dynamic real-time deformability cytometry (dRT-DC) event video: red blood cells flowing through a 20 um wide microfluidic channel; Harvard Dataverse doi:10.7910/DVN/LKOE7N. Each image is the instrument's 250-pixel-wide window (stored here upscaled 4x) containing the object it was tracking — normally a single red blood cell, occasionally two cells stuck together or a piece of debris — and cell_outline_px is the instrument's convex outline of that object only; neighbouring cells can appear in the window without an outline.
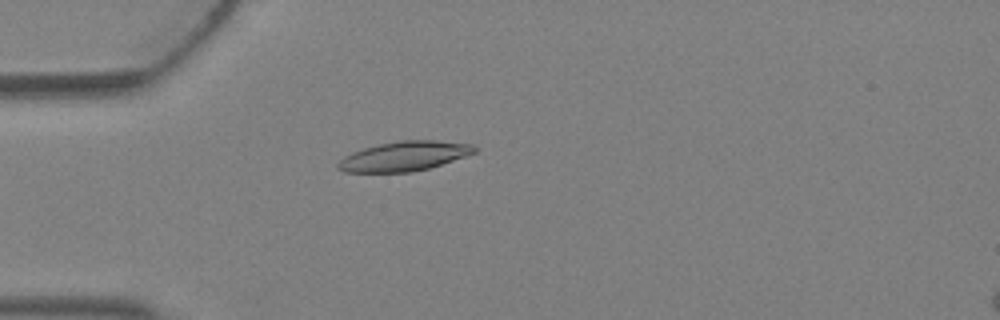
{"species": "Egyptian fruit bat (a non-hibernating species)", "species_latin": "Rousettus aegyptiacus", "temperature_condition": "warm", "stored_images_in_passage": 1, "camera_frame_rate_fps": 3000, "um_per_image_px": 0.085, "animal": {"sex": "female"}, "frame": {"image": 1, "passage_image": 1, "time_ms": 0.0, "image_size_px": [1000, 320], "cell_outline_px": [[476, 152], [428, 168], [412, 172], [344, 172], [336, 168], [336, 164], [344, 156], [352, 152], [364, 148], [380, 144], [400, 140], [436, 140], [472, 144], [476, 148]], "centroid_in_image_um": [34.31, 13.27], "position_along_channel_um": 50.7, "area_um2": 23.35}}